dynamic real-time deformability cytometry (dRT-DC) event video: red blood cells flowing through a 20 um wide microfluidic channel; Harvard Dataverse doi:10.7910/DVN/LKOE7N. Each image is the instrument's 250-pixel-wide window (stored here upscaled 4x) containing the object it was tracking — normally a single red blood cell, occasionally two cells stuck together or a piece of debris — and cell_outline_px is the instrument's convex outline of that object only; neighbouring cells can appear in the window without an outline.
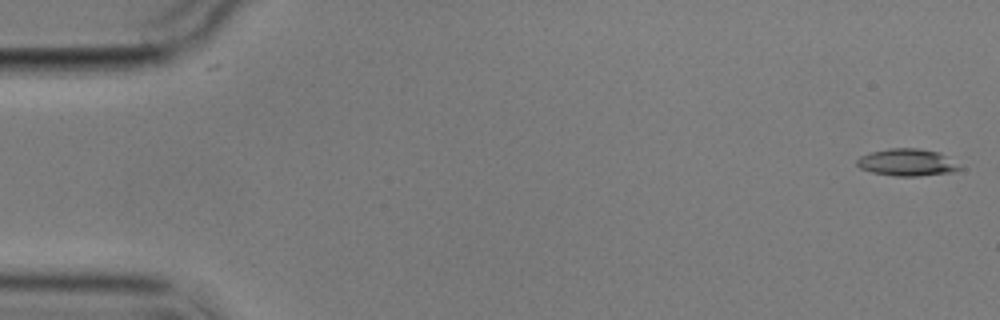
{"species": "common noctule bat (a hibernating species)", "species_latin": "Nyctalus noctula", "temperature_condition": "cold", "stored_images_in_passage": 4, "camera_frame_rate_fps": 3000, "um_per_image_px": 0.085, "animal": {"sex": "male", "body_mass_g": 17.9}, "frame": {"image": 1, "passage_image": 1, "time_ms": 0.0, "image_size_px": [1000, 320], "cell_outline_px": [[964, 168], [952, 172], [920, 176], [892, 176], [872, 172], [860, 168], [856, 164], [856, 160], [860, 156], [872, 152], [888, 148], [920, 148], [936, 152], [944, 156]], "centroid_in_image_um": [77.07, 13.81], "position_along_channel_um": 7.9, "area_um2": 16.13}}
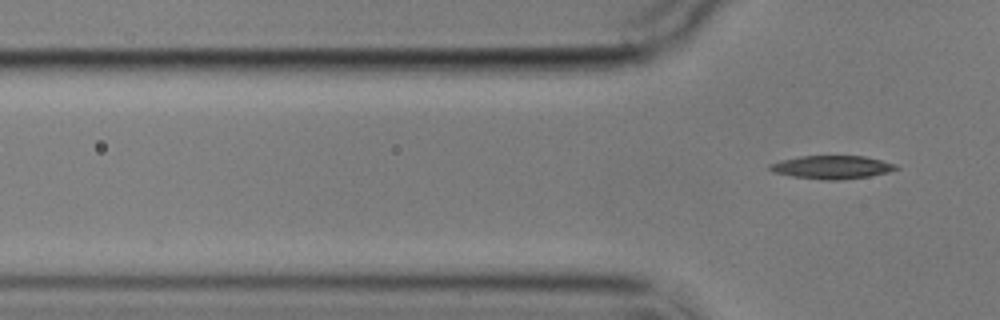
{"frame": {"image": 2, "passage_image": 4, "time_ms": 5.0, "image_size_px": [1000, 320], "cell_outline_px": [[900, 168], [888, 172], [868, 176], [840, 180], [824, 180], [792, 176], [772, 172], [768, 168], [768, 164], [780, 160], [800, 156], [864, 156], [896, 164]], "centroid_in_image_um": [70.68, 14.21], "position_along_channel_um": 55.1, "area_um2": 17.11}}